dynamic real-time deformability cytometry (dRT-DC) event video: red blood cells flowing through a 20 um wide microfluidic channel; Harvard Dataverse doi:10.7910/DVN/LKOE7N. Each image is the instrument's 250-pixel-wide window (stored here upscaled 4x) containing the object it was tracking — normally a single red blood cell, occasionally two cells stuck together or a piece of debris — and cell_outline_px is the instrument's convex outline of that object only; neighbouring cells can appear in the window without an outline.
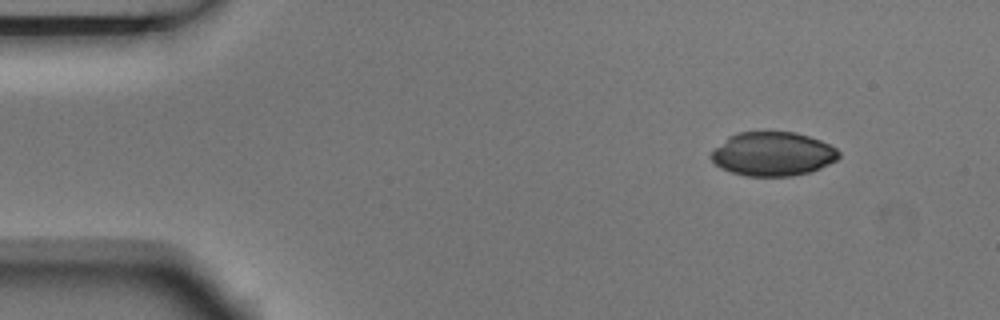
{"species": "Egyptian fruit bat (a non-hibernating species)", "species_latin": "Rousettus aegyptiacus", "temperature_condition": "room temperature", "stored_images_in_passage": 8, "camera_frame_rate_fps": 3000, "um_per_image_px": 0.085, "animal": {"sex": "male"}, "frame": {"image": 1, "passage_image": 1, "time_ms": 0.0, "image_size_px": [1000, 320], "cell_outline_px": [[840, 156], [836, 160], [820, 168], [808, 172], [792, 176], [748, 176], [732, 172], [720, 168], [712, 160], [712, 152], [728, 136], [736, 132], [796, 132], [820, 140], [836, 148], [840, 152]], "centroid_in_image_um": [65.7, 13.08], "position_along_channel_um": 19.3, "area_um2": 32.48}}